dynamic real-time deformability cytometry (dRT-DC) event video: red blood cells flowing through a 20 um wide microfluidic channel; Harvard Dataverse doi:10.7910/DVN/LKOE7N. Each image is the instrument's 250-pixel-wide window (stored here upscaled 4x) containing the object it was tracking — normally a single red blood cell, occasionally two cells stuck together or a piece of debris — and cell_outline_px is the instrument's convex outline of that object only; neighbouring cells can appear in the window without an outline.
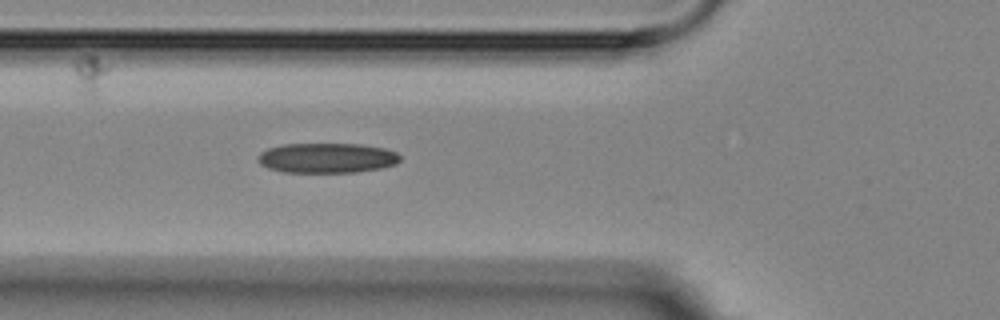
{"species": "Egyptian fruit bat (a non-hibernating species)", "species_latin": "Rousettus aegyptiacus", "temperature_condition": "room temperature", "stored_images_in_passage": 6, "camera_frame_rate_fps": 3000, "um_per_image_px": 0.085, "animal": {"sex": "female"}, "frame": {"image": 1, "passage_image": 6, "time_ms": 5.667, "image_size_px": [1000, 320], "cell_outline_px": [[400, 160], [396, 164], [380, 168], [356, 172], [284, 172], [268, 168], [260, 164], [256, 160], [256, 156], [260, 152], [268, 148], [284, 144], [360, 144], [384, 148], [396, 152], [400, 156]], "centroid_in_image_um": [27.75, 13.42], "position_along_channel_um": 98.0, "area_um2": 24.91}}